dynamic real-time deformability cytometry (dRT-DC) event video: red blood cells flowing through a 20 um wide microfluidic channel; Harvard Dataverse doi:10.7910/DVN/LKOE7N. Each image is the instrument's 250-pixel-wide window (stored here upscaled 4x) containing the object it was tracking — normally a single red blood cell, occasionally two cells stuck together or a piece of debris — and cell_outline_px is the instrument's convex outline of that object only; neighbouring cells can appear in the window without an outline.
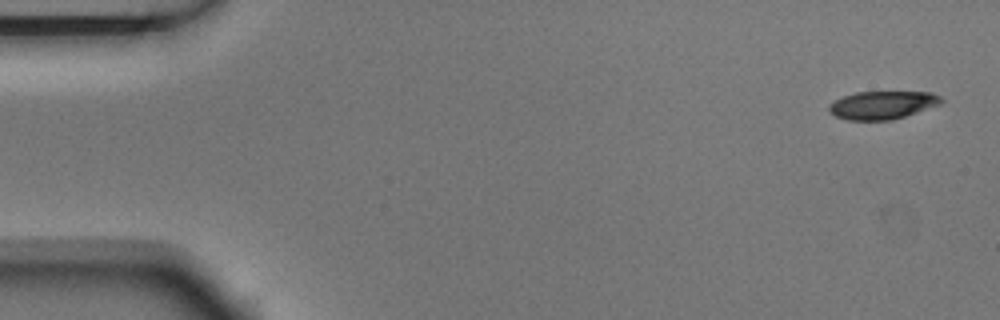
{"species": "Egyptian fruit bat (a non-hibernating species)", "species_latin": "Rousettus aegyptiacus", "temperature_condition": "room temperature", "stored_images_in_passage": 5, "segment_of_instrument_passage": [1, 2], "camera_frame_rate_fps": 3000, "um_per_image_px": 0.085, "animal": {"sex": "male"}, "frame": {"image": 1, "passage_image": 1, "time_ms": 0.0, "image_size_px": [1000, 320], "cell_outline_px": [[944, 100], [940, 104], [892, 120], [848, 120], [836, 116], [828, 108], [836, 100], [844, 96], [856, 92], [932, 92], [940, 96]], "centroid_in_image_um": [75.04, 8.92], "position_along_channel_um": 10.0, "area_um2": 18.03}}